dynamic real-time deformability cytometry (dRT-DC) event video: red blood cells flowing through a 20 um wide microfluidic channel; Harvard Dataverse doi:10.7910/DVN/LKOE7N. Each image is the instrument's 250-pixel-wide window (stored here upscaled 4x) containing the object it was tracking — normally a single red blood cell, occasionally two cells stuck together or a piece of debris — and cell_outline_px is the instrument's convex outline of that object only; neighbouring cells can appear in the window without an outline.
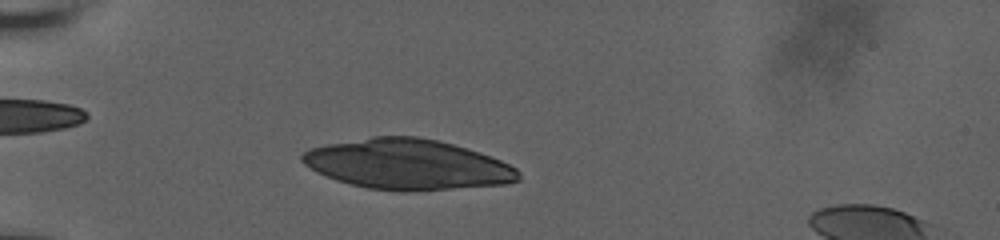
{"species": "human", "species_latin": "Homo sapiens", "temperature_condition": "room temperature", "stored_images_in_passage": 7, "camera_frame_rate_fps": 3000, "um_per_image_px": 0.085, "donor": {"sex": "male"}, "frame": {"image": 1, "passage_image": 1, "time_ms": 0.0, "image_size_px": [1000, 240], "cell_outline_px": [[520, 180], [504, 184], [452, 188], [368, 188], [336, 180], [316, 172], [304, 164], [300, 160], [300, 156], [308, 148], [328, 144], [372, 136], [416, 136], [436, 140], [452, 144], [480, 152], [500, 160], [516, 168], [520, 172]], "centroid_in_image_um": [34.61, 13.93], "position_along_channel_um": 50.4, "area_um2": 61.9}}